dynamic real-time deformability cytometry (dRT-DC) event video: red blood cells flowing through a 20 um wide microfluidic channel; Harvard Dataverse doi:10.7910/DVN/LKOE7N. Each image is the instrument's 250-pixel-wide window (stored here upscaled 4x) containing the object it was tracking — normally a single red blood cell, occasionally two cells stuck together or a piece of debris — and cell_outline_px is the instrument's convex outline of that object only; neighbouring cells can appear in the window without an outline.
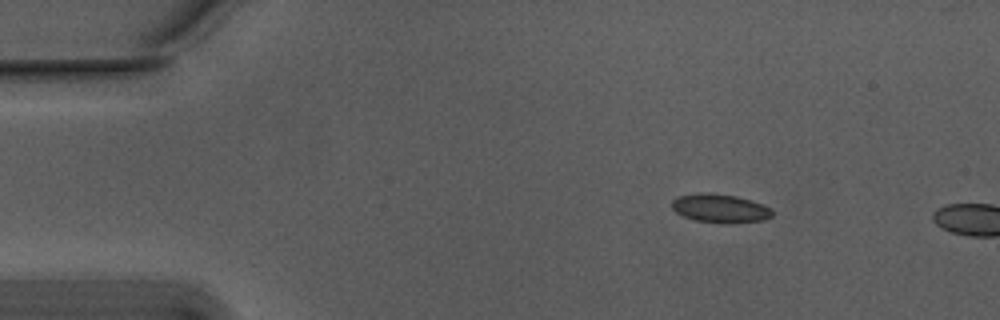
{"species": "Egyptian fruit bat (a non-hibernating species)", "species_latin": "Rousettus aegyptiacus", "temperature_condition": "warm", "stored_images_in_passage": 4, "camera_frame_rate_fps": 3000, "um_per_image_px": 0.085, "animal": {"sex": "male"}, "frame": {"image": 1, "passage_image": 1, "time_ms": 0.0, "image_size_px": [1000, 320], "cell_outline_px": [[772, 216], [764, 220], [696, 220], [684, 216], [676, 212], [672, 208], [672, 200], [676, 196], [704, 192], [736, 196], [752, 200], [772, 208]], "centroid_in_image_um": [61.17, 17.64], "position_along_channel_um": 23.8, "area_um2": 15.84}}